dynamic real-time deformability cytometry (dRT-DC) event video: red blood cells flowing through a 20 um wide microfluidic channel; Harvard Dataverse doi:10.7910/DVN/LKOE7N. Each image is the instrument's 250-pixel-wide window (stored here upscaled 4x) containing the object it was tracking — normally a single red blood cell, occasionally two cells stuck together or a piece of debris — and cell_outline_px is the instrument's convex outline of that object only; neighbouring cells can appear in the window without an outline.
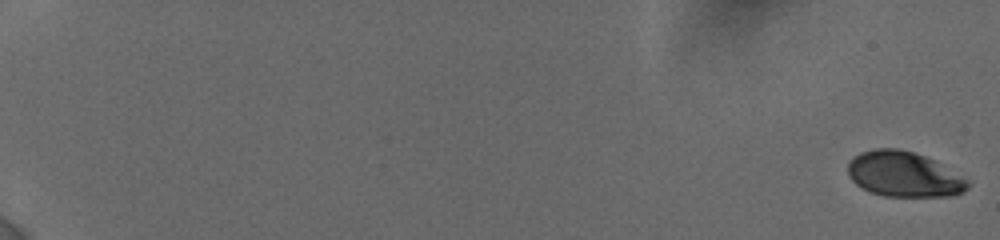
{"species": "human", "species_latin": "Homo sapiens", "temperature_condition": "cold", "stored_images_in_passage": 21, "camera_frame_rate_fps": 3000, "um_per_image_px": 0.085, "donor": {"sex": "female"}, "frame": {"image": 1, "passage_image": 1, "time_ms": 0.0, "image_size_px": [1000, 240], "cell_outline_px": [[968, 188], [964, 192], [952, 196], [884, 196], [868, 192], [856, 184], [848, 176], [848, 160], [852, 156], [860, 152], [876, 148], [896, 148], [912, 152], [924, 156], [932, 160], [968, 180]], "centroid_in_image_um": [76.76, 14.82], "position_along_channel_um": 8.2, "area_um2": 31.5}}
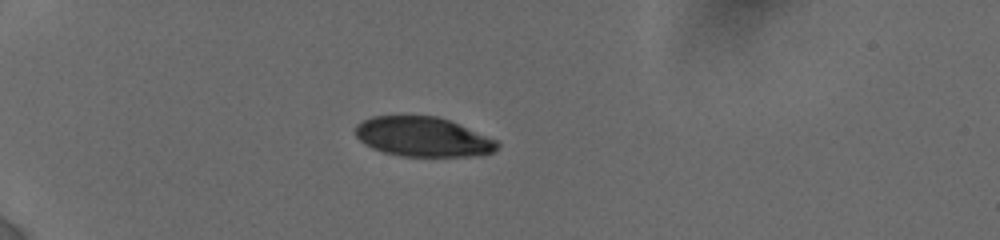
{"frame": {"image": 2, "passage_image": 16, "time_ms": 6.0, "image_size_px": [1000, 240], "cell_outline_px": [[500, 144], [492, 152], [480, 156], [400, 156], [384, 152], [372, 148], [364, 144], [356, 136], [356, 124], [372, 116], [436, 116], [448, 120], [496, 140]], "centroid_in_image_um": [35.92, 11.64], "position_along_channel_um": 49.1, "area_um2": 32.48}}
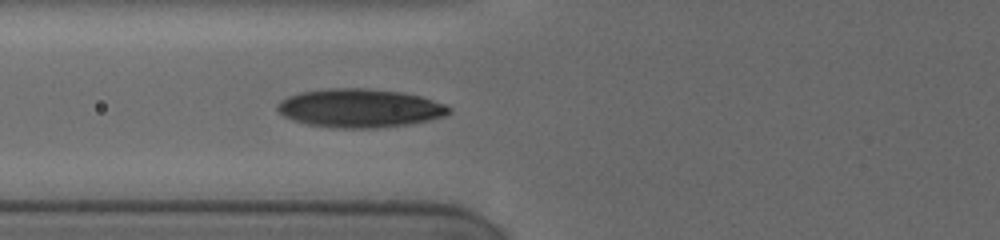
{"frame": {"image": 3, "passage_image": 21, "time_ms": 8.333, "image_size_px": [1000, 240], "cell_outline_px": [[452, 108], [444, 116], [428, 120], [408, 124], [376, 128], [344, 128], [308, 124], [292, 120], [284, 116], [276, 108], [276, 104], [280, 100], [288, 96], [300, 92], [328, 88], [368, 88], [400, 92], [420, 96], [444, 104]], "centroid_in_image_um": [30.54, 9.18], "position_along_channel_um": 95.3, "area_um2": 38.38}}